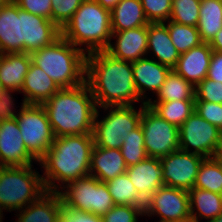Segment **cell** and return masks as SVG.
I'll use <instances>...</instances> for the list:
<instances>
[{"label":"cell","instance_id":"9a60e30c","mask_svg":"<svg viewBox=\"0 0 222 222\" xmlns=\"http://www.w3.org/2000/svg\"><path fill=\"white\" fill-rule=\"evenodd\" d=\"M113 40L105 51L117 59L133 63L148 55V25L112 32L110 41Z\"/></svg>","mask_w":222,"mask_h":222},{"label":"cell","instance_id":"6da1fadb","mask_svg":"<svg viewBox=\"0 0 222 222\" xmlns=\"http://www.w3.org/2000/svg\"><path fill=\"white\" fill-rule=\"evenodd\" d=\"M86 82L97 108L146 104L136 91L132 63L105 50L86 56Z\"/></svg>","mask_w":222,"mask_h":222},{"label":"cell","instance_id":"d6a6232c","mask_svg":"<svg viewBox=\"0 0 222 222\" xmlns=\"http://www.w3.org/2000/svg\"><path fill=\"white\" fill-rule=\"evenodd\" d=\"M164 23L167 25L173 45L180 54L203 43L196 26L178 24L170 20Z\"/></svg>","mask_w":222,"mask_h":222},{"label":"cell","instance_id":"f1b7e54d","mask_svg":"<svg viewBox=\"0 0 222 222\" xmlns=\"http://www.w3.org/2000/svg\"><path fill=\"white\" fill-rule=\"evenodd\" d=\"M147 105L178 128L195 111V100L148 101Z\"/></svg>","mask_w":222,"mask_h":222},{"label":"cell","instance_id":"8fae6325","mask_svg":"<svg viewBox=\"0 0 222 222\" xmlns=\"http://www.w3.org/2000/svg\"><path fill=\"white\" fill-rule=\"evenodd\" d=\"M140 125L148 157L161 158L180 149L179 128L148 105L143 108Z\"/></svg>","mask_w":222,"mask_h":222},{"label":"cell","instance_id":"f546056e","mask_svg":"<svg viewBox=\"0 0 222 222\" xmlns=\"http://www.w3.org/2000/svg\"><path fill=\"white\" fill-rule=\"evenodd\" d=\"M155 97L149 101L195 100V87L172 69Z\"/></svg>","mask_w":222,"mask_h":222},{"label":"cell","instance_id":"7402d4cb","mask_svg":"<svg viewBox=\"0 0 222 222\" xmlns=\"http://www.w3.org/2000/svg\"><path fill=\"white\" fill-rule=\"evenodd\" d=\"M127 166L120 149L101 148L94 145L91 152L89 175L100 182H108L125 174Z\"/></svg>","mask_w":222,"mask_h":222},{"label":"cell","instance_id":"7a4b0ae2","mask_svg":"<svg viewBox=\"0 0 222 222\" xmlns=\"http://www.w3.org/2000/svg\"><path fill=\"white\" fill-rule=\"evenodd\" d=\"M93 147L92 134L55 137L37 164L44 170L42 179L46 191L58 192L66 184L88 176Z\"/></svg>","mask_w":222,"mask_h":222},{"label":"cell","instance_id":"f907efd6","mask_svg":"<svg viewBox=\"0 0 222 222\" xmlns=\"http://www.w3.org/2000/svg\"><path fill=\"white\" fill-rule=\"evenodd\" d=\"M4 90H6V88L3 86L2 81L0 80V94L1 92H3Z\"/></svg>","mask_w":222,"mask_h":222},{"label":"cell","instance_id":"8d00e7d4","mask_svg":"<svg viewBox=\"0 0 222 222\" xmlns=\"http://www.w3.org/2000/svg\"><path fill=\"white\" fill-rule=\"evenodd\" d=\"M84 0H51V21L62 29Z\"/></svg>","mask_w":222,"mask_h":222},{"label":"cell","instance_id":"816d5d0a","mask_svg":"<svg viewBox=\"0 0 222 222\" xmlns=\"http://www.w3.org/2000/svg\"><path fill=\"white\" fill-rule=\"evenodd\" d=\"M218 156L222 157V143H221V149H220V151H219Z\"/></svg>","mask_w":222,"mask_h":222},{"label":"cell","instance_id":"603a6c76","mask_svg":"<svg viewBox=\"0 0 222 222\" xmlns=\"http://www.w3.org/2000/svg\"><path fill=\"white\" fill-rule=\"evenodd\" d=\"M60 89L44 70L32 62L20 94H23V103L43 104Z\"/></svg>","mask_w":222,"mask_h":222},{"label":"cell","instance_id":"681fc988","mask_svg":"<svg viewBox=\"0 0 222 222\" xmlns=\"http://www.w3.org/2000/svg\"><path fill=\"white\" fill-rule=\"evenodd\" d=\"M11 0H0V6L9 3Z\"/></svg>","mask_w":222,"mask_h":222},{"label":"cell","instance_id":"e0dca14e","mask_svg":"<svg viewBox=\"0 0 222 222\" xmlns=\"http://www.w3.org/2000/svg\"><path fill=\"white\" fill-rule=\"evenodd\" d=\"M132 69L136 91L146 104L151 99L146 94L156 95L172 70L148 56L133 62Z\"/></svg>","mask_w":222,"mask_h":222},{"label":"cell","instance_id":"ee69618b","mask_svg":"<svg viewBox=\"0 0 222 222\" xmlns=\"http://www.w3.org/2000/svg\"><path fill=\"white\" fill-rule=\"evenodd\" d=\"M207 78L222 82V52H212Z\"/></svg>","mask_w":222,"mask_h":222},{"label":"cell","instance_id":"cb8c5ba5","mask_svg":"<svg viewBox=\"0 0 222 222\" xmlns=\"http://www.w3.org/2000/svg\"><path fill=\"white\" fill-rule=\"evenodd\" d=\"M63 204L58 192H46L37 201L15 212L14 222H56L62 214Z\"/></svg>","mask_w":222,"mask_h":222},{"label":"cell","instance_id":"d590c367","mask_svg":"<svg viewBox=\"0 0 222 222\" xmlns=\"http://www.w3.org/2000/svg\"><path fill=\"white\" fill-rule=\"evenodd\" d=\"M144 14L149 23L169 21L172 11V0H140Z\"/></svg>","mask_w":222,"mask_h":222},{"label":"cell","instance_id":"1f68e13d","mask_svg":"<svg viewBox=\"0 0 222 222\" xmlns=\"http://www.w3.org/2000/svg\"><path fill=\"white\" fill-rule=\"evenodd\" d=\"M106 184L115 205H131L145 210L146 202L139 196L126 173L109 180Z\"/></svg>","mask_w":222,"mask_h":222},{"label":"cell","instance_id":"ba28073f","mask_svg":"<svg viewBox=\"0 0 222 222\" xmlns=\"http://www.w3.org/2000/svg\"><path fill=\"white\" fill-rule=\"evenodd\" d=\"M63 207L103 216L115 206L106 182L88 175L66 184L58 191Z\"/></svg>","mask_w":222,"mask_h":222},{"label":"cell","instance_id":"d4e9b609","mask_svg":"<svg viewBox=\"0 0 222 222\" xmlns=\"http://www.w3.org/2000/svg\"><path fill=\"white\" fill-rule=\"evenodd\" d=\"M30 53L0 54V80L6 89L21 92L24 78L30 68Z\"/></svg>","mask_w":222,"mask_h":222},{"label":"cell","instance_id":"30bf717a","mask_svg":"<svg viewBox=\"0 0 222 222\" xmlns=\"http://www.w3.org/2000/svg\"><path fill=\"white\" fill-rule=\"evenodd\" d=\"M179 141L183 151L215 157L221 149L222 131L194 111L179 127Z\"/></svg>","mask_w":222,"mask_h":222},{"label":"cell","instance_id":"60d3db41","mask_svg":"<svg viewBox=\"0 0 222 222\" xmlns=\"http://www.w3.org/2000/svg\"><path fill=\"white\" fill-rule=\"evenodd\" d=\"M21 9L34 15L42 16L51 20L52 6L51 0H13Z\"/></svg>","mask_w":222,"mask_h":222},{"label":"cell","instance_id":"44dd1931","mask_svg":"<svg viewBox=\"0 0 222 222\" xmlns=\"http://www.w3.org/2000/svg\"><path fill=\"white\" fill-rule=\"evenodd\" d=\"M147 54L150 58L171 69L176 66L180 53L173 45L167 25L164 22L149 23Z\"/></svg>","mask_w":222,"mask_h":222},{"label":"cell","instance_id":"e575fe53","mask_svg":"<svg viewBox=\"0 0 222 222\" xmlns=\"http://www.w3.org/2000/svg\"><path fill=\"white\" fill-rule=\"evenodd\" d=\"M201 0H172L170 21L197 26Z\"/></svg>","mask_w":222,"mask_h":222},{"label":"cell","instance_id":"f35d334b","mask_svg":"<svg viewBox=\"0 0 222 222\" xmlns=\"http://www.w3.org/2000/svg\"><path fill=\"white\" fill-rule=\"evenodd\" d=\"M195 101L222 104V82L205 78L195 87Z\"/></svg>","mask_w":222,"mask_h":222},{"label":"cell","instance_id":"ab89813d","mask_svg":"<svg viewBox=\"0 0 222 222\" xmlns=\"http://www.w3.org/2000/svg\"><path fill=\"white\" fill-rule=\"evenodd\" d=\"M195 111L207 122L222 131V104L208 101H195Z\"/></svg>","mask_w":222,"mask_h":222},{"label":"cell","instance_id":"83f0119b","mask_svg":"<svg viewBox=\"0 0 222 222\" xmlns=\"http://www.w3.org/2000/svg\"><path fill=\"white\" fill-rule=\"evenodd\" d=\"M197 29L204 43H210L222 29V0H201Z\"/></svg>","mask_w":222,"mask_h":222},{"label":"cell","instance_id":"9c48e42d","mask_svg":"<svg viewBox=\"0 0 222 222\" xmlns=\"http://www.w3.org/2000/svg\"><path fill=\"white\" fill-rule=\"evenodd\" d=\"M16 116L19 130L29 154L39 162L52 146L55 135L42 104L20 103Z\"/></svg>","mask_w":222,"mask_h":222},{"label":"cell","instance_id":"4316f807","mask_svg":"<svg viewBox=\"0 0 222 222\" xmlns=\"http://www.w3.org/2000/svg\"><path fill=\"white\" fill-rule=\"evenodd\" d=\"M112 32L149 25L140 0H120L110 11Z\"/></svg>","mask_w":222,"mask_h":222},{"label":"cell","instance_id":"836d02e7","mask_svg":"<svg viewBox=\"0 0 222 222\" xmlns=\"http://www.w3.org/2000/svg\"><path fill=\"white\" fill-rule=\"evenodd\" d=\"M123 140L120 151L127 167L137 164L148 157L141 125L128 132L127 136L123 137Z\"/></svg>","mask_w":222,"mask_h":222},{"label":"cell","instance_id":"7dc6e473","mask_svg":"<svg viewBox=\"0 0 222 222\" xmlns=\"http://www.w3.org/2000/svg\"><path fill=\"white\" fill-rule=\"evenodd\" d=\"M209 222H222V214H221V215H219L218 217H216V218L212 219V220H211V221H209Z\"/></svg>","mask_w":222,"mask_h":222},{"label":"cell","instance_id":"52a82bcc","mask_svg":"<svg viewBox=\"0 0 222 222\" xmlns=\"http://www.w3.org/2000/svg\"><path fill=\"white\" fill-rule=\"evenodd\" d=\"M146 105L140 104L138 109L137 105L97 108L92 131L94 145L101 148L120 149L124 141L123 137L140 125L142 111ZM99 110L101 112L104 110L107 114L101 116Z\"/></svg>","mask_w":222,"mask_h":222},{"label":"cell","instance_id":"2e32d148","mask_svg":"<svg viewBox=\"0 0 222 222\" xmlns=\"http://www.w3.org/2000/svg\"><path fill=\"white\" fill-rule=\"evenodd\" d=\"M24 52L23 9L13 0L0 6V54Z\"/></svg>","mask_w":222,"mask_h":222},{"label":"cell","instance_id":"3957f363","mask_svg":"<svg viewBox=\"0 0 222 222\" xmlns=\"http://www.w3.org/2000/svg\"><path fill=\"white\" fill-rule=\"evenodd\" d=\"M42 105L55 137L92 134L97 105L87 82L61 88Z\"/></svg>","mask_w":222,"mask_h":222},{"label":"cell","instance_id":"5b68a950","mask_svg":"<svg viewBox=\"0 0 222 222\" xmlns=\"http://www.w3.org/2000/svg\"><path fill=\"white\" fill-rule=\"evenodd\" d=\"M86 56L62 36L31 53L32 62L60 88H75L86 82Z\"/></svg>","mask_w":222,"mask_h":222},{"label":"cell","instance_id":"f6af8a7d","mask_svg":"<svg viewBox=\"0 0 222 222\" xmlns=\"http://www.w3.org/2000/svg\"><path fill=\"white\" fill-rule=\"evenodd\" d=\"M210 47L213 51L222 52V29H220L215 37L209 43Z\"/></svg>","mask_w":222,"mask_h":222},{"label":"cell","instance_id":"bcb514c9","mask_svg":"<svg viewBox=\"0 0 222 222\" xmlns=\"http://www.w3.org/2000/svg\"><path fill=\"white\" fill-rule=\"evenodd\" d=\"M99 3L104 9L111 11L120 0H95Z\"/></svg>","mask_w":222,"mask_h":222},{"label":"cell","instance_id":"7bdbcfd3","mask_svg":"<svg viewBox=\"0 0 222 222\" xmlns=\"http://www.w3.org/2000/svg\"><path fill=\"white\" fill-rule=\"evenodd\" d=\"M62 215L68 222H102L101 217L89 212H81L63 207Z\"/></svg>","mask_w":222,"mask_h":222},{"label":"cell","instance_id":"c3c4849f","mask_svg":"<svg viewBox=\"0 0 222 222\" xmlns=\"http://www.w3.org/2000/svg\"><path fill=\"white\" fill-rule=\"evenodd\" d=\"M56 222H68L67 219L61 214Z\"/></svg>","mask_w":222,"mask_h":222},{"label":"cell","instance_id":"7c38bea8","mask_svg":"<svg viewBox=\"0 0 222 222\" xmlns=\"http://www.w3.org/2000/svg\"><path fill=\"white\" fill-rule=\"evenodd\" d=\"M144 216H157V222H191L188 191L163 185L146 201Z\"/></svg>","mask_w":222,"mask_h":222},{"label":"cell","instance_id":"277c9868","mask_svg":"<svg viewBox=\"0 0 222 222\" xmlns=\"http://www.w3.org/2000/svg\"><path fill=\"white\" fill-rule=\"evenodd\" d=\"M111 35L110 11L95 0H84L61 29V36L86 55L106 50Z\"/></svg>","mask_w":222,"mask_h":222},{"label":"cell","instance_id":"4dcf8cb0","mask_svg":"<svg viewBox=\"0 0 222 222\" xmlns=\"http://www.w3.org/2000/svg\"><path fill=\"white\" fill-rule=\"evenodd\" d=\"M194 187L222 194V157L204 158L200 164Z\"/></svg>","mask_w":222,"mask_h":222},{"label":"cell","instance_id":"74e56055","mask_svg":"<svg viewBox=\"0 0 222 222\" xmlns=\"http://www.w3.org/2000/svg\"><path fill=\"white\" fill-rule=\"evenodd\" d=\"M138 217H144V211L141 208L131 205H115L101 216V220L102 222H137Z\"/></svg>","mask_w":222,"mask_h":222},{"label":"cell","instance_id":"ac0fdd59","mask_svg":"<svg viewBox=\"0 0 222 222\" xmlns=\"http://www.w3.org/2000/svg\"><path fill=\"white\" fill-rule=\"evenodd\" d=\"M61 36L59 29L51 20L23 10L24 52L32 53L51 45Z\"/></svg>","mask_w":222,"mask_h":222},{"label":"cell","instance_id":"d6986e66","mask_svg":"<svg viewBox=\"0 0 222 222\" xmlns=\"http://www.w3.org/2000/svg\"><path fill=\"white\" fill-rule=\"evenodd\" d=\"M126 174L145 202L164 185L163 168L159 158L147 157L143 161L127 167Z\"/></svg>","mask_w":222,"mask_h":222},{"label":"cell","instance_id":"ffe728a7","mask_svg":"<svg viewBox=\"0 0 222 222\" xmlns=\"http://www.w3.org/2000/svg\"><path fill=\"white\" fill-rule=\"evenodd\" d=\"M212 52L209 43L203 42L181 53L173 70L196 87L207 78Z\"/></svg>","mask_w":222,"mask_h":222},{"label":"cell","instance_id":"5bb4252c","mask_svg":"<svg viewBox=\"0 0 222 222\" xmlns=\"http://www.w3.org/2000/svg\"><path fill=\"white\" fill-rule=\"evenodd\" d=\"M37 161L25 148L17 119L0 122V166H30Z\"/></svg>","mask_w":222,"mask_h":222},{"label":"cell","instance_id":"4fadbf2b","mask_svg":"<svg viewBox=\"0 0 222 222\" xmlns=\"http://www.w3.org/2000/svg\"><path fill=\"white\" fill-rule=\"evenodd\" d=\"M164 185L190 191L204 157L181 149L159 158Z\"/></svg>","mask_w":222,"mask_h":222},{"label":"cell","instance_id":"b9f144b4","mask_svg":"<svg viewBox=\"0 0 222 222\" xmlns=\"http://www.w3.org/2000/svg\"><path fill=\"white\" fill-rule=\"evenodd\" d=\"M14 92L20 94V92L13 89H6L0 94V122L12 120L16 118L18 114L16 108H18L19 106L15 105L16 103L13 97Z\"/></svg>","mask_w":222,"mask_h":222},{"label":"cell","instance_id":"484cf974","mask_svg":"<svg viewBox=\"0 0 222 222\" xmlns=\"http://www.w3.org/2000/svg\"><path fill=\"white\" fill-rule=\"evenodd\" d=\"M188 194L191 222H209L222 214V194L195 187Z\"/></svg>","mask_w":222,"mask_h":222},{"label":"cell","instance_id":"8992f818","mask_svg":"<svg viewBox=\"0 0 222 222\" xmlns=\"http://www.w3.org/2000/svg\"><path fill=\"white\" fill-rule=\"evenodd\" d=\"M46 192L42 174L34 169V164L0 166V222L5 212H17Z\"/></svg>","mask_w":222,"mask_h":222}]
</instances>
